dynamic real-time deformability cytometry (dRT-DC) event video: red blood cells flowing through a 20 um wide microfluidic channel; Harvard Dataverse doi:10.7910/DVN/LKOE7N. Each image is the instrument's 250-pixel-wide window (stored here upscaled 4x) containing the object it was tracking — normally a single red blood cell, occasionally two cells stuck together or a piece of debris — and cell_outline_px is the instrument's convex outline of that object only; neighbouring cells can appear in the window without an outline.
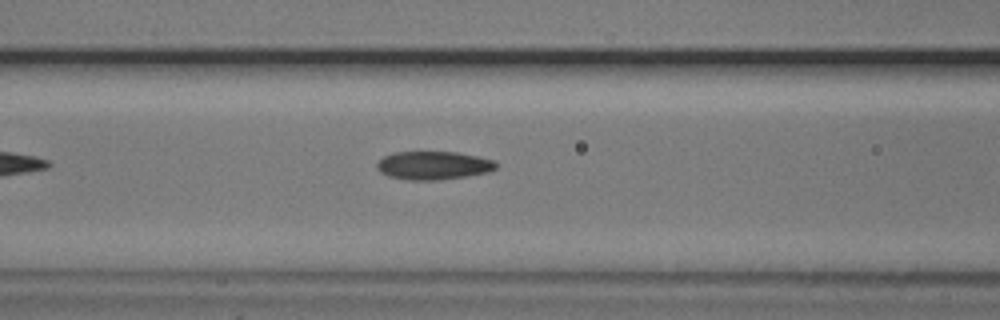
{"species": "common noctule bat (a hibernating species)", "species_latin": "Nyctalus noctula", "temperature_condition": "cold", "stored_images_in_passage": 5, "camera_frame_rate_fps": 3000, "um_per_image_px": 0.085, "animal": {"sex": "male", "body_mass_g": 20.5, "forearm_length_mm": 52.5}, "frame": {"image": 1, "passage_image": 4, "time_ms": 1.0, "image_size_px": [1000, 320], "cell_outline_px": [[500, 164], [496, 168], [488, 172], [440, 180], [408, 180], [388, 176], [380, 172], [376, 168], [376, 164], [384, 156], [392, 152], [456, 152], [496, 160]], "centroid_in_image_um": [36.84, 14.06], "position_along_channel_um": 129.8, "area_um2": 19.77}}